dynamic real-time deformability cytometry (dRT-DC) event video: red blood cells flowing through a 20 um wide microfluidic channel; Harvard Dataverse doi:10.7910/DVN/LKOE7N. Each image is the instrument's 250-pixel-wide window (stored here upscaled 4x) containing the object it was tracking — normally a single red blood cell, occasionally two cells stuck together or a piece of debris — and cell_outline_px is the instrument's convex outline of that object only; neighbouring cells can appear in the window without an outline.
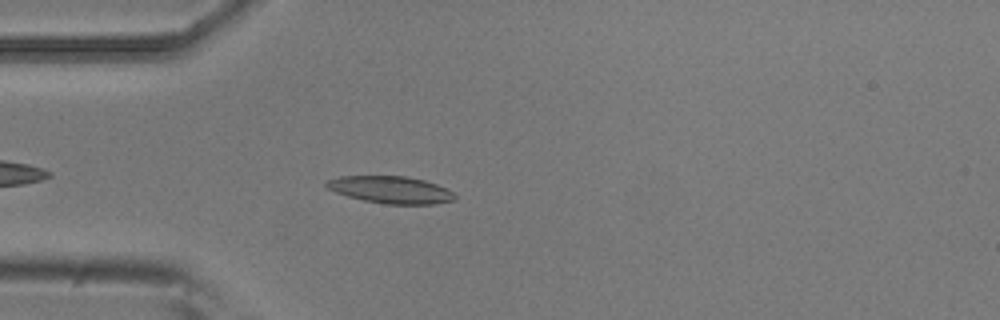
{"species": "common noctule bat (a hibernating species)", "species_latin": "Nyctalus noctula", "temperature_condition": "room temperature", "stored_images_in_passage": 2, "camera_frame_rate_fps": 3000, "um_per_image_px": 0.085, "animal": {"sex": "male", "body_mass_g": 20.5, "forearm_length_mm": 52.5}, "frame": {"image": 1, "passage_image": 2, "time_ms": 0.333, "image_size_px": [1000, 320], "cell_outline_px": [[456, 200], [432, 204], [388, 204], [364, 200], [348, 196], [336, 192], [328, 188], [324, 184], [328, 180], [340, 176], [408, 176], [424, 180], [436, 184], [452, 192], [456, 196]], "centroid_in_image_um": [33.22, 16.12], "position_along_channel_um": 51.8, "area_um2": 20.11}}